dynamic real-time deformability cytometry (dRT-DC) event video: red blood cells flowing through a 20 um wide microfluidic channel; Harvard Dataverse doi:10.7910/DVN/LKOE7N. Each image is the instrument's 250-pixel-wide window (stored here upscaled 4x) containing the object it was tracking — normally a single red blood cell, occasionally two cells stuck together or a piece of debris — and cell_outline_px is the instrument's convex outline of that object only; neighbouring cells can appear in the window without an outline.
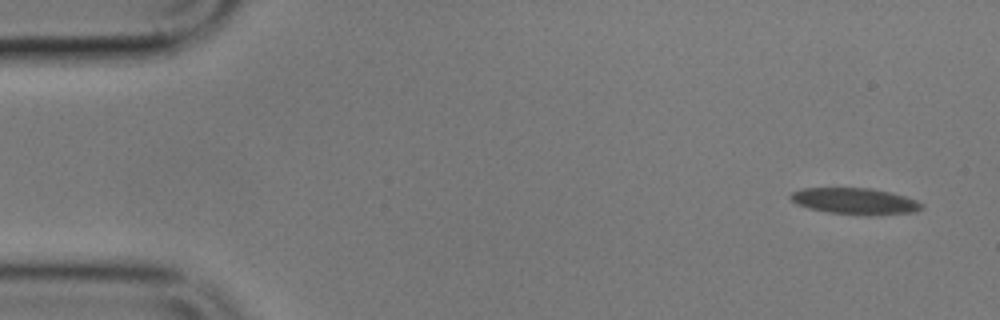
{"species": "common noctule bat (a hibernating species)", "species_latin": "Nyctalus noctula", "temperature_condition": "cold", "stored_images_in_passage": 4, "camera_frame_rate_fps": 3000, "um_per_image_px": 0.085, "animal": {"sex": "male", "body_mass_g": 17.9}, "frame": {"image": 1, "passage_image": 1, "time_ms": 0.0, "image_size_px": [1000, 320], "cell_outline_px": [[924, 208], [916, 212], [876, 216], [868, 216], [828, 212], [808, 208], [796, 204], [788, 196], [792, 192], [800, 188], [872, 188], [904, 196], [916, 200], [924, 204]], "centroid_in_image_um": [72.7, 17.11], "position_along_channel_um": 12.3, "area_um2": 20.46}}